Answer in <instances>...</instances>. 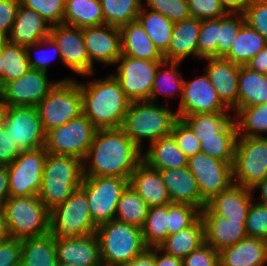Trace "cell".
<instances>
[{
  "label": "cell",
  "mask_w": 267,
  "mask_h": 266,
  "mask_svg": "<svg viewBox=\"0 0 267 266\" xmlns=\"http://www.w3.org/2000/svg\"><path fill=\"white\" fill-rule=\"evenodd\" d=\"M142 152L121 128L99 129L83 160V174L130 180L142 161Z\"/></svg>",
  "instance_id": "cell-1"
},
{
  "label": "cell",
  "mask_w": 267,
  "mask_h": 266,
  "mask_svg": "<svg viewBox=\"0 0 267 266\" xmlns=\"http://www.w3.org/2000/svg\"><path fill=\"white\" fill-rule=\"evenodd\" d=\"M82 114L99 129L122 127L131 101L116 78L109 74L103 79L81 83Z\"/></svg>",
  "instance_id": "cell-2"
},
{
  "label": "cell",
  "mask_w": 267,
  "mask_h": 266,
  "mask_svg": "<svg viewBox=\"0 0 267 266\" xmlns=\"http://www.w3.org/2000/svg\"><path fill=\"white\" fill-rule=\"evenodd\" d=\"M159 105V102L149 100L131 102L121 129L142 149L144 139L151 144L172 132V127L178 119L175 111Z\"/></svg>",
  "instance_id": "cell-3"
},
{
  "label": "cell",
  "mask_w": 267,
  "mask_h": 266,
  "mask_svg": "<svg viewBox=\"0 0 267 266\" xmlns=\"http://www.w3.org/2000/svg\"><path fill=\"white\" fill-rule=\"evenodd\" d=\"M83 177V161L81 159L48 153L38 197L50 211L64 203L76 189L80 188Z\"/></svg>",
  "instance_id": "cell-4"
},
{
  "label": "cell",
  "mask_w": 267,
  "mask_h": 266,
  "mask_svg": "<svg viewBox=\"0 0 267 266\" xmlns=\"http://www.w3.org/2000/svg\"><path fill=\"white\" fill-rule=\"evenodd\" d=\"M95 234L104 266H124L148 248L141 228L115 219L98 226Z\"/></svg>",
  "instance_id": "cell-5"
},
{
  "label": "cell",
  "mask_w": 267,
  "mask_h": 266,
  "mask_svg": "<svg viewBox=\"0 0 267 266\" xmlns=\"http://www.w3.org/2000/svg\"><path fill=\"white\" fill-rule=\"evenodd\" d=\"M2 211L10 238L23 240L49 233L50 211L38 196H10Z\"/></svg>",
  "instance_id": "cell-6"
},
{
  "label": "cell",
  "mask_w": 267,
  "mask_h": 266,
  "mask_svg": "<svg viewBox=\"0 0 267 266\" xmlns=\"http://www.w3.org/2000/svg\"><path fill=\"white\" fill-rule=\"evenodd\" d=\"M68 78L59 80L49 94L36 105L45 133L82 114V94L79 81H76L75 78Z\"/></svg>",
  "instance_id": "cell-7"
},
{
  "label": "cell",
  "mask_w": 267,
  "mask_h": 266,
  "mask_svg": "<svg viewBox=\"0 0 267 266\" xmlns=\"http://www.w3.org/2000/svg\"><path fill=\"white\" fill-rule=\"evenodd\" d=\"M86 193L78 188L64 203L50 210L49 233L55 239H76L96 233Z\"/></svg>",
  "instance_id": "cell-8"
},
{
  "label": "cell",
  "mask_w": 267,
  "mask_h": 266,
  "mask_svg": "<svg viewBox=\"0 0 267 266\" xmlns=\"http://www.w3.org/2000/svg\"><path fill=\"white\" fill-rule=\"evenodd\" d=\"M128 185L127 178L83 177L80 188L86 193L89 211L97 227L115 219L118 201Z\"/></svg>",
  "instance_id": "cell-9"
},
{
  "label": "cell",
  "mask_w": 267,
  "mask_h": 266,
  "mask_svg": "<svg viewBox=\"0 0 267 266\" xmlns=\"http://www.w3.org/2000/svg\"><path fill=\"white\" fill-rule=\"evenodd\" d=\"M265 178H267V136H238L233 163L234 184L252 189Z\"/></svg>",
  "instance_id": "cell-10"
},
{
  "label": "cell",
  "mask_w": 267,
  "mask_h": 266,
  "mask_svg": "<svg viewBox=\"0 0 267 266\" xmlns=\"http://www.w3.org/2000/svg\"><path fill=\"white\" fill-rule=\"evenodd\" d=\"M98 129L84 115L46 133L45 149L50 154L74 156L82 161Z\"/></svg>",
  "instance_id": "cell-11"
},
{
  "label": "cell",
  "mask_w": 267,
  "mask_h": 266,
  "mask_svg": "<svg viewBox=\"0 0 267 266\" xmlns=\"http://www.w3.org/2000/svg\"><path fill=\"white\" fill-rule=\"evenodd\" d=\"M187 167L194 175L201 199L207 204L233 184V165L199 152L188 158Z\"/></svg>",
  "instance_id": "cell-12"
},
{
  "label": "cell",
  "mask_w": 267,
  "mask_h": 266,
  "mask_svg": "<svg viewBox=\"0 0 267 266\" xmlns=\"http://www.w3.org/2000/svg\"><path fill=\"white\" fill-rule=\"evenodd\" d=\"M47 155L45 147L21 151L20 155L7 165L10 196L39 195Z\"/></svg>",
  "instance_id": "cell-13"
},
{
  "label": "cell",
  "mask_w": 267,
  "mask_h": 266,
  "mask_svg": "<svg viewBox=\"0 0 267 266\" xmlns=\"http://www.w3.org/2000/svg\"><path fill=\"white\" fill-rule=\"evenodd\" d=\"M161 62L122 55L115 63L118 66L117 72L112 75L131 102L149 100L158 65Z\"/></svg>",
  "instance_id": "cell-14"
},
{
  "label": "cell",
  "mask_w": 267,
  "mask_h": 266,
  "mask_svg": "<svg viewBox=\"0 0 267 266\" xmlns=\"http://www.w3.org/2000/svg\"><path fill=\"white\" fill-rule=\"evenodd\" d=\"M3 128L20 151L35 150L45 146L46 133L36 107L6 106Z\"/></svg>",
  "instance_id": "cell-15"
},
{
  "label": "cell",
  "mask_w": 267,
  "mask_h": 266,
  "mask_svg": "<svg viewBox=\"0 0 267 266\" xmlns=\"http://www.w3.org/2000/svg\"><path fill=\"white\" fill-rule=\"evenodd\" d=\"M48 73L30 69L20 78L7 82L0 89V100L6 106L36 107L59 82L50 80Z\"/></svg>",
  "instance_id": "cell-16"
},
{
  "label": "cell",
  "mask_w": 267,
  "mask_h": 266,
  "mask_svg": "<svg viewBox=\"0 0 267 266\" xmlns=\"http://www.w3.org/2000/svg\"><path fill=\"white\" fill-rule=\"evenodd\" d=\"M177 110L178 119L194 114L230 111L220 100L206 73L193 80L184 79L182 97Z\"/></svg>",
  "instance_id": "cell-17"
},
{
  "label": "cell",
  "mask_w": 267,
  "mask_h": 266,
  "mask_svg": "<svg viewBox=\"0 0 267 266\" xmlns=\"http://www.w3.org/2000/svg\"><path fill=\"white\" fill-rule=\"evenodd\" d=\"M49 36L59 47L62 64L70 71L86 77L94 73L95 67L90 63L81 28L53 25Z\"/></svg>",
  "instance_id": "cell-18"
},
{
  "label": "cell",
  "mask_w": 267,
  "mask_h": 266,
  "mask_svg": "<svg viewBox=\"0 0 267 266\" xmlns=\"http://www.w3.org/2000/svg\"><path fill=\"white\" fill-rule=\"evenodd\" d=\"M81 29L90 63L114 66L122 56L120 29L107 24Z\"/></svg>",
  "instance_id": "cell-19"
},
{
  "label": "cell",
  "mask_w": 267,
  "mask_h": 266,
  "mask_svg": "<svg viewBox=\"0 0 267 266\" xmlns=\"http://www.w3.org/2000/svg\"><path fill=\"white\" fill-rule=\"evenodd\" d=\"M204 225L205 243L215 250L232 246L248 237L246 221H234L217 214L208 204L200 211Z\"/></svg>",
  "instance_id": "cell-20"
},
{
  "label": "cell",
  "mask_w": 267,
  "mask_h": 266,
  "mask_svg": "<svg viewBox=\"0 0 267 266\" xmlns=\"http://www.w3.org/2000/svg\"><path fill=\"white\" fill-rule=\"evenodd\" d=\"M205 73L216 89L220 100L234 113L238 112V79L240 66L223 57L204 59Z\"/></svg>",
  "instance_id": "cell-21"
},
{
  "label": "cell",
  "mask_w": 267,
  "mask_h": 266,
  "mask_svg": "<svg viewBox=\"0 0 267 266\" xmlns=\"http://www.w3.org/2000/svg\"><path fill=\"white\" fill-rule=\"evenodd\" d=\"M50 29L51 25L39 13L20 3L7 41L26 48L49 37Z\"/></svg>",
  "instance_id": "cell-22"
},
{
  "label": "cell",
  "mask_w": 267,
  "mask_h": 266,
  "mask_svg": "<svg viewBox=\"0 0 267 266\" xmlns=\"http://www.w3.org/2000/svg\"><path fill=\"white\" fill-rule=\"evenodd\" d=\"M57 263L102 266L96 234L76 239H55Z\"/></svg>",
  "instance_id": "cell-23"
},
{
  "label": "cell",
  "mask_w": 267,
  "mask_h": 266,
  "mask_svg": "<svg viewBox=\"0 0 267 266\" xmlns=\"http://www.w3.org/2000/svg\"><path fill=\"white\" fill-rule=\"evenodd\" d=\"M129 185L147 203L149 208L172 203L159 170L148 166L143 161L131 174Z\"/></svg>",
  "instance_id": "cell-24"
},
{
  "label": "cell",
  "mask_w": 267,
  "mask_h": 266,
  "mask_svg": "<svg viewBox=\"0 0 267 266\" xmlns=\"http://www.w3.org/2000/svg\"><path fill=\"white\" fill-rule=\"evenodd\" d=\"M172 203L190 204L200 211L206 203L201 199L196 179L188 167L159 170Z\"/></svg>",
  "instance_id": "cell-25"
},
{
  "label": "cell",
  "mask_w": 267,
  "mask_h": 266,
  "mask_svg": "<svg viewBox=\"0 0 267 266\" xmlns=\"http://www.w3.org/2000/svg\"><path fill=\"white\" fill-rule=\"evenodd\" d=\"M220 266H265L267 240L246 237L219 252Z\"/></svg>",
  "instance_id": "cell-26"
},
{
  "label": "cell",
  "mask_w": 267,
  "mask_h": 266,
  "mask_svg": "<svg viewBox=\"0 0 267 266\" xmlns=\"http://www.w3.org/2000/svg\"><path fill=\"white\" fill-rule=\"evenodd\" d=\"M201 20L190 17L174 23L168 51L163 55L165 61L183 62L188 56L198 59V35Z\"/></svg>",
  "instance_id": "cell-27"
},
{
  "label": "cell",
  "mask_w": 267,
  "mask_h": 266,
  "mask_svg": "<svg viewBox=\"0 0 267 266\" xmlns=\"http://www.w3.org/2000/svg\"><path fill=\"white\" fill-rule=\"evenodd\" d=\"M119 29L123 56L142 60L164 61L163 55L154 46L138 20L131 21Z\"/></svg>",
  "instance_id": "cell-28"
},
{
  "label": "cell",
  "mask_w": 267,
  "mask_h": 266,
  "mask_svg": "<svg viewBox=\"0 0 267 266\" xmlns=\"http://www.w3.org/2000/svg\"><path fill=\"white\" fill-rule=\"evenodd\" d=\"M253 195L252 189L233 184L207 204L224 218L234 221H246L249 208L253 202Z\"/></svg>",
  "instance_id": "cell-29"
},
{
  "label": "cell",
  "mask_w": 267,
  "mask_h": 266,
  "mask_svg": "<svg viewBox=\"0 0 267 266\" xmlns=\"http://www.w3.org/2000/svg\"><path fill=\"white\" fill-rule=\"evenodd\" d=\"M142 161L154 169L164 170L187 167L188 158L170 134L149 144L147 151L142 152Z\"/></svg>",
  "instance_id": "cell-30"
},
{
  "label": "cell",
  "mask_w": 267,
  "mask_h": 266,
  "mask_svg": "<svg viewBox=\"0 0 267 266\" xmlns=\"http://www.w3.org/2000/svg\"><path fill=\"white\" fill-rule=\"evenodd\" d=\"M204 243V225L201 217H199L188 228L180 230L173 235H168L158 248L168 255L183 260Z\"/></svg>",
  "instance_id": "cell-31"
},
{
  "label": "cell",
  "mask_w": 267,
  "mask_h": 266,
  "mask_svg": "<svg viewBox=\"0 0 267 266\" xmlns=\"http://www.w3.org/2000/svg\"><path fill=\"white\" fill-rule=\"evenodd\" d=\"M267 103V75L240 66L238 79V111Z\"/></svg>",
  "instance_id": "cell-32"
},
{
  "label": "cell",
  "mask_w": 267,
  "mask_h": 266,
  "mask_svg": "<svg viewBox=\"0 0 267 266\" xmlns=\"http://www.w3.org/2000/svg\"><path fill=\"white\" fill-rule=\"evenodd\" d=\"M21 266H57L55 237L48 233L23 239Z\"/></svg>",
  "instance_id": "cell-33"
},
{
  "label": "cell",
  "mask_w": 267,
  "mask_h": 266,
  "mask_svg": "<svg viewBox=\"0 0 267 266\" xmlns=\"http://www.w3.org/2000/svg\"><path fill=\"white\" fill-rule=\"evenodd\" d=\"M266 45L265 38L245 22L223 58L239 66H245Z\"/></svg>",
  "instance_id": "cell-34"
},
{
  "label": "cell",
  "mask_w": 267,
  "mask_h": 266,
  "mask_svg": "<svg viewBox=\"0 0 267 266\" xmlns=\"http://www.w3.org/2000/svg\"><path fill=\"white\" fill-rule=\"evenodd\" d=\"M63 24L77 28L103 25L100 0H65Z\"/></svg>",
  "instance_id": "cell-35"
},
{
  "label": "cell",
  "mask_w": 267,
  "mask_h": 266,
  "mask_svg": "<svg viewBox=\"0 0 267 266\" xmlns=\"http://www.w3.org/2000/svg\"><path fill=\"white\" fill-rule=\"evenodd\" d=\"M143 4L137 20L152 40L154 46L164 55L168 51L174 23L166 16L146 9Z\"/></svg>",
  "instance_id": "cell-36"
},
{
  "label": "cell",
  "mask_w": 267,
  "mask_h": 266,
  "mask_svg": "<svg viewBox=\"0 0 267 266\" xmlns=\"http://www.w3.org/2000/svg\"><path fill=\"white\" fill-rule=\"evenodd\" d=\"M237 138V124L234 118L218 132V137L198 139L201 142L202 153L233 165Z\"/></svg>",
  "instance_id": "cell-37"
},
{
  "label": "cell",
  "mask_w": 267,
  "mask_h": 266,
  "mask_svg": "<svg viewBox=\"0 0 267 266\" xmlns=\"http://www.w3.org/2000/svg\"><path fill=\"white\" fill-rule=\"evenodd\" d=\"M180 64L181 62L164 60L158 65L149 101L156 103L157 97L161 94L164 98L177 94L181 100L184 78L179 72Z\"/></svg>",
  "instance_id": "cell-38"
},
{
  "label": "cell",
  "mask_w": 267,
  "mask_h": 266,
  "mask_svg": "<svg viewBox=\"0 0 267 266\" xmlns=\"http://www.w3.org/2000/svg\"><path fill=\"white\" fill-rule=\"evenodd\" d=\"M148 210L147 203L128 185L118 201L115 220L142 228Z\"/></svg>",
  "instance_id": "cell-39"
},
{
  "label": "cell",
  "mask_w": 267,
  "mask_h": 266,
  "mask_svg": "<svg viewBox=\"0 0 267 266\" xmlns=\"http://www.w3.org/2000/svg\"><path fill=\"white\" fill-rule=\"evenodd\" d=\"M238 136L264 137L267 135V103L241 108L235 115Z\"/></svg>",
  "instance_id": "cell-40"
},
{
  "label": "cell",
  "mask_w": 267,
  "mask_h": 266,
  "mask_svg": "<svg viewBox=\"0 0 267 266\" xmlns=\"http://www.w3.org/2000/svg\"><path fill=\"white\" fill-rule=\"evenodd\" d=\"M104 24L122 27L137 20L143 5L142 0H100Z\"/></svg>",
  "instance_id": "cell-41"
},
{
  "label": "cell",
  "mask_w": 267,
  "mask_h": 266,
  "mask_svg": "<svg viewBox=\"0 0 267 266\" xmlns=\"http://www.w3.org/2000/svg\"><path fill=\"white\" fill-rule=\"evenodd\" d=\"M0 52L3 59L2 87L7 82L20 78L31 69L25 47L6 40L0 48Z\"/></svg>",
  "instance_id": "cell-42"
},
{
  "label": "cell",
  "mask_w": 267,
  "mask_h": 266,
  "mask_svg": "<svg viewBox=\"0 0 267 266\" xmlns=\"http://www.w3.org/2000/svg\"><path fill=\"white\" fill-rule=\"evenodd\" d=\"M168 205L151 207L141 228L148 248L158 247L168 236Z\"/></svg>",
  "instance_id": "cell-43"
},
{
  "label": "cell",
  "mask_w": 267,
  "mask_h": 266,
  "mask_svg": "<svg viewBox=\"0 0 267 266\" xmlns=\"http://www.w3.org/2000/svg\"><path fill=\"white\" fill-rule=\"evenodd\" d=\"M232 119L228 112L194 114L182 118L197 138L218 137V132Z\"/></svg>",
  "instance_id": "cell-44"
},
{
  "label": "cell",
  "mask_w": 267,
  "mask_h": 266,
  "mask_svg": "<svg viewBox=\"0 0 267 266\" xmlns=\"http://www.w3.org/2000/svg\"><path fill=\"white\" fill-rule=\"evenodd\" d=\"M244 23L245 18L241 13H227L219 18L217 57H224L229 52Z\"/></svg>",
  "instance_id": "cell-45"
},
{
  "label": "cell",
  "mask_w": 267,
  "mask_h": 266,
  "mask_svg": "<svg viewBox=\"0 0 267 266\" xmlns=\"http://www.w3.org/2000/svg\"><path fill=\"white\" fill-rule=\"evenodd\" d=\"M219 18L201 20L197 45L198 59L217 57Z\"/></svg>",
  "instance_id": "cell-46"
},
{
  "label": "cell",
  "mask_w": 267,
  "mask_h": 266,
  "mask_svg": "<svg viewBox=\"0 0 267 266\" xmlns=\"http://www.w3.org/2000/svg\"><path fill=\"white\" fill-rule=\"evenodd\" d=\"M200 217V210L190 204L171 203L168 205V235L191 226Z\"/></svg>",
  "instance_id": "cell-47"
},
{
  "label": "cell",
  "mask_w": 267,
  "mask_h": 266,
  "mask_svg": "<svg viewBox=\"0 0 267 266\" xmlns=\"http://www.w3.org/2000/svg\"><path fill=\"white\" fill-rule=\"evenodd\" d=\"M147 9L166 16L173 23L191 17L187 0H142Z\"/></svg>",
  "instance_id": "cell-48"
},
{
  "label": "cell",
  "mask_w": 267,
  "mask_h": 266,
  "mask_svg": "<svg viewBox=\"0 0 267 266\" xmlns=\"http://www.w3.org/2000/svg\"><path fill=\"white\" fill-rule=\"evenodd\" d=\"M20 3L35 10L51 26L63 24L65 0H20Z\"/></svg>",
  "instance_id": "cell-49"
},
{
  "label": "cell",
  "mask_w": 267,
  "mask_h": 266,
  "mask_svg": "<svg viewBox=\"0 0 267 266\" xmlns=\"http://www.w3.org/2000/svg\"><path fill=\"white\" fill-rule=\"evenodd\" d=\"M44 47L53 49L55 52L54 54L59 57V60H61V54L59 47L54 42V40L49 36L47 38H44L43 40L36 42L35 44H32L30 46L26 47L27 57L29 61L30 68L33 70L43 71L48 73V67L50 65V62L52 63L54 59L52 58L50 52L51 51H45L42 52L41 49ZM32 49L37 51L35 55H37L34 59L32 57ZM54 57V56H53ZM55 58V57H54ZM53 60V61H52Z\"/></svg>",
  "instance_id": "cell-50"
},
{
  "label": "cell",
  "mask_w": 267,
  "mask_h": 266,
  "mask_svg": "<svg viewBox=\"0 0 267 266\" xmlns=\"http://www.w3.org/2000/svg\"><path fill=\"white\" fill-rule=\"evenodd\" d=\"M171 135L187 158L201 152V142L182 119L175 121Z\"/></svg>",
  "instance_id": "cell-51"
},
{
  "label": "cell",
  "mask_w": 267,
  "mask_h": 266,
  "mask_svg": "<svg viewBox=\"0 0 267 266\" xmlns=\"http://www.w3.org/2000/svg\"><path fill=\"white\" fill-rule=\"evenodd\" d=\"M248 237L267 240V205L251 203L246 219Z\"/></svg>",
  "instance_id": "cell-52"
},
{
  "label": "cell",
  "mask_w": 267,
  "mask_h": 266,
  "mask_svg": "<svg viewBox=\"0 0 267 266\" xmlns=\"http://www.w3.org/2000/svg\"><path fill=\"white\" fill-rule=\"evenodd\" d=\"M243 15L245 22L267 41V0H250Z\"/></svg>",
  "instance_id": "cell-53"
},
{
  "label": "cell",
  "mask_w": 267,
  "mask_h": 266,
  "mask_svg": "<svg viewBox=\"0 0 267 266\" xmlns=\"http://www.w3.org/2000/svg\"><path fill=\"white\" fill-rule=\"evenodd\" d=\"M191 17L199 20L221 18L227 14L220 0H187Z\"/></svg>",
  "instance_id": "cell-54"
},
{
  "label": "cell",
  "mask_w": 267,
  "mask_h": 266,
  "mask_svg": "<svg viewBox=\"0 0 267 266\" xmlns=\"http://www.w3.org/2000/svg\"><path fill=\"white\" fill-rule=\"evenodd\" d=\"M183 266H220L219 251L204 243L183 259Z\"/></svg>",
  "instance_id": "cell-55"
},
{
  "label": "cell",
  "mask_w": 267,
  "mask_h": 266,
  "mask_svg": "<svg viewBox=\"0 0 267 266\" xmlns=\"http://www.w3.org/2000/svg\"><path fill=\"white\" fill-rule=\"evenodd\" d=\"M22 240L9 238L0 242V266H21Z\"/></svg>",
  "instance_id": "cell-56"
},
{
  "label": "cell",
  "mask_w": 267,
  "mask_h": 266,
  "mask_svg": "<svg viewBox=\"0 0 267 266\" xmlns=\"http://www.w3.org/2000/svg\"><path fill=\"white\" fill-rule=\"evenodd\" d=\"M20 0H0V33L8 37Z\"/></svg>",
  "instance_id": "cell-57"
},
{
  "label": "cell",
  "mask_w": 267,
  "mask_h": 266,
  "mask_svg": "<svg viewBox=\"0 0 267 266\" xmlns=\"http://www.w3.org/2000/svg\"><path fill=\"white\" fill-rule=\"evenodd\" d=\"M21 151L10 135L6 134L4 128L0 129V165L7 166L11 164Z\"/></svg>",
  "instance_id": "cell-58"
},
{
  "label": "cell",
  "mask_w": 267,
  "mask_h": 266,
  "mask_svg": "<svg viewBox=\"0 0 267 266\" xmlns=\"http://www.w3.org/2000/svg\"><path fill=\"white\" fill-rule=\"evenodd\" d=\"M250 70L267 75V45L246 65Z\"/></svg>",
  "instance_id": "cell-59"
},
{
  "label": "cell",
  "mask_w": 267,
  "mask_h": 266,
  "mask_svg": "<svg viewBox=\"0 0 267 266\" xmlns=\"http://www.w3.org/2000/svg\"><path fill=\"white\" fill-rule=\"evenodd\" d=\"M155 266H183V260L164 253L158 247H154Z\"/></svg>",
  "instance_id": "cell-60"
},
{
  "label": "cell",
  "mask_w": 267,
  "mask_h": 266,
  "mask_svg": "<svg viewBox=\"0 0 267 266\" xmlns=\"http://www.w3.org/2000/svg\"><path fill=\"white\" fill-rule=\"evenodd\" d=\"M124 266H155L154 247L147 248L143 253L126 263Z\"/></svg>",
  "instance_id": "cell-61"
},
{
  "label": "cell",
  "mask_w": 267,
  "mask_h": 266,
  "mask_svg": "<svg viewBox=\"0 0 267 266\" xmlns=\"http://www.w3.org/2000/svg\"><path fill=\"white\" fill-rule=\"evenodd\" d=\"M9 197L8 167L0 165V209Z\"/></svg>",
  "instance_id": "cell-62"
},
{
  "label": "cell",
  "mask_w": 267,
  "mask_h": 266,
  "mask_svg": "<svg viewBox=\"0 0 267 266\" xmlns=\"http://www.w3.org/2000/svg\"><path fill=\"white\" fill-rule=\"evenodd\" d=\"M250 0H220L221 6L227 13L243 14Z\"/></svg>",
  "instance_id": "cell-63"
},
{
  "label": "cell",
  "mask_w": 267,
  "mask_h": 266,
  "mask_svg": "<svg viewBox=\"0 0 267 266\" xmlns=\"http://www.w3.org/2000/svg\"><path fill=\"white\" fill-rule=\"evenodd\" d=\"M255 190H259L260 200L256 201L260 204L267 205V178L259 182L255 187L252 188V191L255 193Z\"/></svg>",
  "instance_id": "cell-64"
},
{
  "label": "cell",
  "mask_w": 267,
  "mask_h": 266,
  "mask_svg": "<svg viewBox=\"0 0 267 266\" xmlns=\"http://www.w3.org/2000/svg\"><path fill=\"white\" fill-rule=\"evenodd\" d=\"M9 238L10 236L7 230L5 217H4L2 209H0V241H5Z\"/></svg>",
  "instance_id": "cell-65"
},
{
  "label": "cell",
  "mask_w": 267,
  "mask_h": 266,
  "mask_svg": "<svg viewBox=\"0 0 267 266\" xmlns=\"http://www.w3.org/2000/svg\"><path fill=\"white\" fill-rule=\"evenodd\" d=\"M6 119V105L0 100V129L3 128Z\"/></svg>",
  "instance_id": "cell-66"
},
{
  "label": "cell",
  "mask_w": 267,
  "mask_h": 266,
  "mask_svg": "<svg viewBox=\"0 0 267 266\" xmlns=\"http://www.w3.org/2000/svg\"><path fill=\"white\" fill-rule=\"evenodd\" d=\"M3 59L0 52V89L2 88Z\"/></svg>",
  "instance_id": "cell-67"
},
{
  "label": "cell",
  "mask_w": 267,
  "mask_h": 266,
  "mask_svg": "<svg viewBox=\"0 0 267 266\" xmlns=\"http://www.w3.org/2000/svg\"><path fill=\"white\" fill-rule=\"evenodd\" d=\"M6 40H7V38H6L3 34L0 33V48H1L2 44H3Z\"/></svg>",
  "instance_id": "cell-68"
},
{
  "label": "cell",
  "mask_w": 267,
  "mask_h": 266,
  "mask_svg": "<svg viewBox=\"0 0 267 266\" xmlns=\"http://www.w3.org/2000/svg\"><path fill=\"white\" fill-rule=\"evenodd\" d=\"M57 266H81L79 264H63V263H57Z\"/></svg>",
  "instance_id": "cell-69"
}]
</instances>
